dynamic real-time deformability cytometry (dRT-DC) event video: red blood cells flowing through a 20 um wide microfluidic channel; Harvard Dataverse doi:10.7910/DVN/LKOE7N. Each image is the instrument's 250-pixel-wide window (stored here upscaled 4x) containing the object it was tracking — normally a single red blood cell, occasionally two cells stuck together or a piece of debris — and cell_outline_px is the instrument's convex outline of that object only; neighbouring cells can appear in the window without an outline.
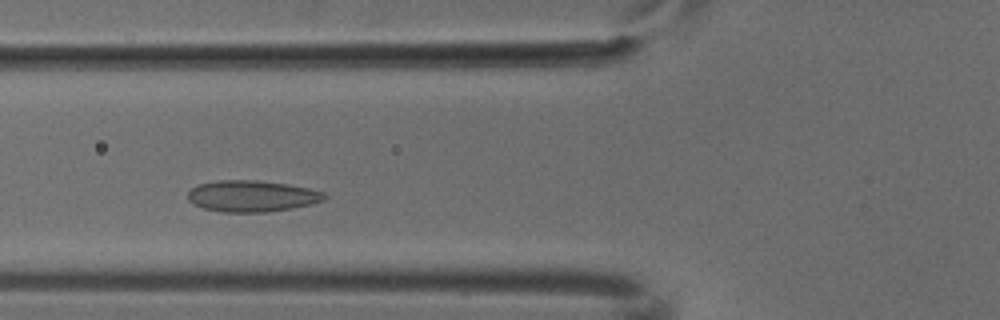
{"species": "common noctule bat (a hibernating species)", "species_latin": "Nyctalus noctula", "temperature_condition": "cold", "stored_images_in_passage": 4, "camera_frame_rate_fps": 3000, "um_per_image_px": 0.085, "animal": {"sex": "male", "body_mass_g": 18.8}, "frame": {"image": 1, "passage_image": 3, "time_ms": 0.667, "image_size_px": [1000, 320], "cell_outline_px": [[328, 196], [324, 200], [312, 204], [292, 208], [268, 212], [220, 212], [204, 208], [188, 200], [188, 192], [196, 184], [220, 180], [256, 180], [288, 184], [308, 188], [324, 192]], "centroid_in_image_um": [21.43, 16.66], "position_along_channel_um": 104.4, "area_um2": 25.03}}
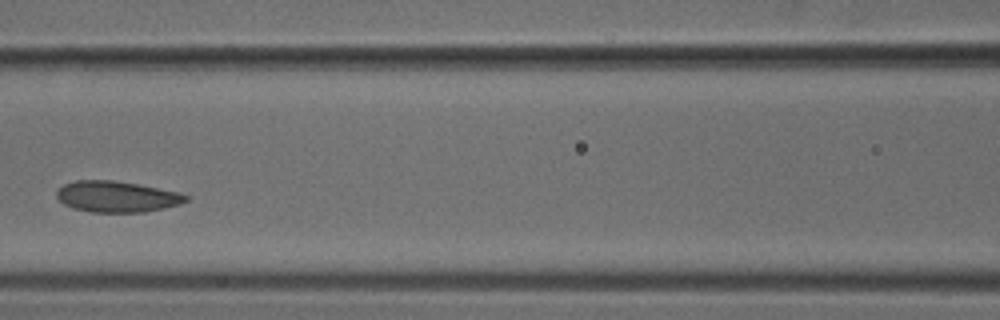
{"frame": {"image": 2, "passage_image": 4, "time_ms": 1.0, "image_size_px": [1000, 320], "cell_outline_px": [[188, 200], [180, 204], [164, 208], [144, 212], [88, 212], [72, 208], [64, 204], [56, 196], [56, 192], [64, 184], [76, 180], [112, 180], [136, 184], [180, 192], [188, 196]], "centroid_in_image_um": [9.92, 16.72], "position_along_channel_um": 156.7, "area_um2": 23.35}}